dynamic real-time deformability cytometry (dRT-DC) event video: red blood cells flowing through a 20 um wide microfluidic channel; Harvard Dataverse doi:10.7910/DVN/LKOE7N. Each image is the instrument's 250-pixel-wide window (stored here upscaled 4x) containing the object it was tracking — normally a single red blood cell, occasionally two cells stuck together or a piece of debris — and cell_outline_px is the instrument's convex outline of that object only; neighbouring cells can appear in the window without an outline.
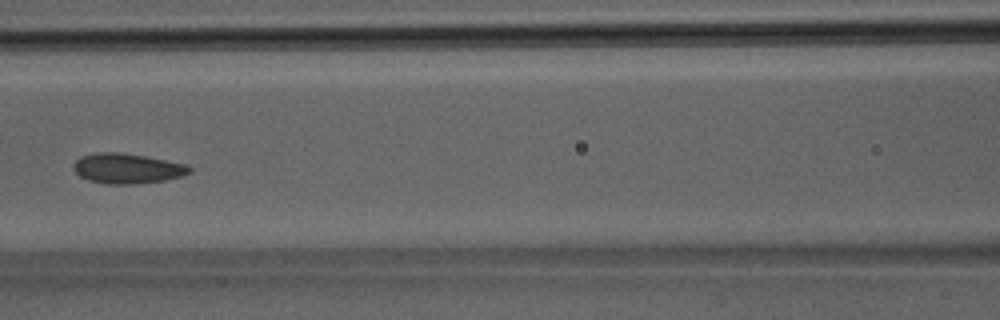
{"species": "Egyptian fruit bat (a non-hibernating species)", "species_latin": "Rousettus aegyptiacus", "temperature_condition": "room temperature", "stored_images_in_passage": 37, "camera_frame_rate_fps": 3000, "um_per_image_px": 0.085, "animal": {"sex": "male"}, "frame": {"image": 1, "passage_image": 16, "time_ms": 5.0, "image_size_px": [1000, 320], "cell_outline_px": [[192, 172], [180, 176], [164, 180], [132, 184], [108, 184], [88, 180], [80, 176], [72, 168], [72, 164], [80, 156], [96, 152], [120, 152], [144, 156], [184, 164], [192, 168]], "centroid_in_image_um": [10.76, 14.31], "position_along_channel_um": 155.8, "area_um2": 20.23}}
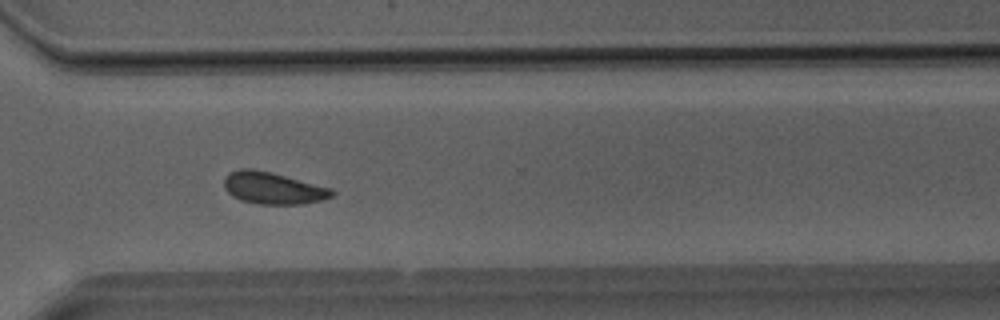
{"frame": {"image": 2, "passage_image": 27, "time_ms": 8.667, "image_size_px": [1000, 320], "cell_outline_px": [[336, 192], [332, 196], [324, 200], [300, 204], [256, 204], [240, 200], [232, 196], [224, 188], [224, 176], [228, 172], [240, 168], [252, 168], [272, 172], [332, 188]], "centroid_in_image_um": [23.19, 15.98], "position_along_channel_um": 347.4, "area_um2": 20.4}}
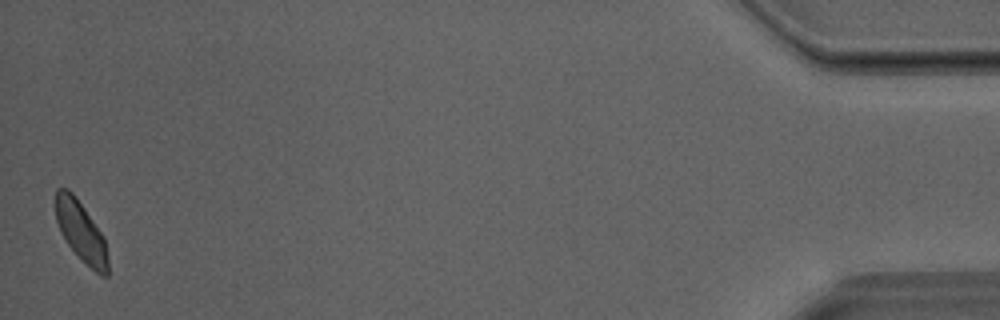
{"frame": {"image": 3, "passage_image": 37, "time_ms": 12.0, "image_size_px": [1000, 320], "cell_outline_px": [[108, 276], [100, 276], [68, 244], [60, 232], [56, 220], [56, 188], [68, 188], [76, 196], [104, 236], [108, 260]], "centroid_in_image_um": [6.89, 19.65], "position_along_channel_um": 428.3, "area_um2": 18.09}}